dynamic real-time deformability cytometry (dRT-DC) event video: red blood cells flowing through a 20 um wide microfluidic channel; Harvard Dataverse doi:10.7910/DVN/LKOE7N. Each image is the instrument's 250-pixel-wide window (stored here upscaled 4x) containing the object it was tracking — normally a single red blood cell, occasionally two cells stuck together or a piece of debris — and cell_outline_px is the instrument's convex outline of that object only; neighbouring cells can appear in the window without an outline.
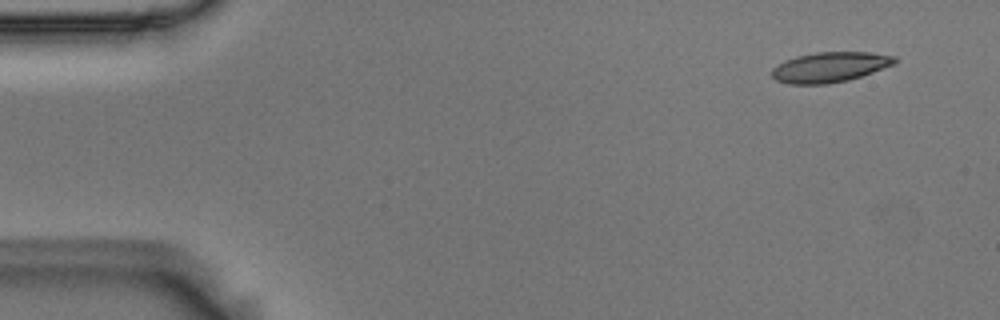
{"species": "Egyptian fruit bat (a non-hibernating species)", "species_latin": "Rousettus aegyptiacus", "temperature_condition": "room temperature", "stored_images_in_passage": 3, "camera_frame_rate_fps": 3000, "um_per_image_px": 0.085, "animal": {"sex": "male"}, "frame": {"image": 1, "passage_image": 1, "time_ms": 0.0, "image_size_px": [1000, 320], "cell_outline_px": [[896, 64], [848, 80], [828, 84], [788, 84], [776, 80], [772, 76], [772, 68], [784, 60], [796, 56], [816, 52], [872, 52], [896, 56]], "centroid_in_image_um": [70.54, 5.7], "position_along_channel_um": 14.5, "area_um2": 21.68}}